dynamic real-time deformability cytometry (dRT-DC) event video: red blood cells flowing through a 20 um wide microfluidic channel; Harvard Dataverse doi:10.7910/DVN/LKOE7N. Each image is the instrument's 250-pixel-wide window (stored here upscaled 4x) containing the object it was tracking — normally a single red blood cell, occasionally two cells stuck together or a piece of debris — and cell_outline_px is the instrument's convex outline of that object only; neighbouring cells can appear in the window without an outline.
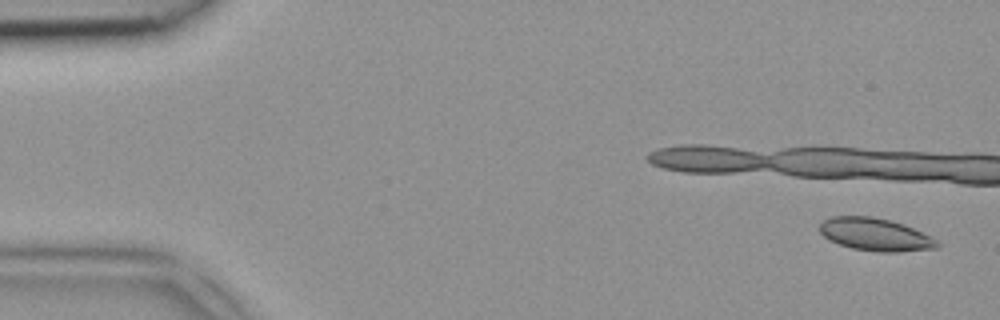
{"species": "common noctule bat (a hibernating species)", "species_latin": "Nyctalus noctula", "temperature_condition": "room temperature", "stored_images_in_passage": 5, "camera_frame_rate_fps": 3000, "um_per_image_px": 0.085, "animal": {"sex": "female", "body_mass_g": 18.4}, "frame": {"image": 1, "passage_image": 1, "time_ms": 0.0, "image_size_px": [1000, 320], "cell_outline_px": [[940, 244], [936, 248], [896, 252], [880, 252], [852, 248], [828, 240], [820, 232], [820, 224], [824, 220], [832, 216], [872, 216], [904, 224], [940, 240]], "centroid_in_image_um": [74.42, 19.93], "position_along_channel_um": 10.6, "area_um2": 22.37}}
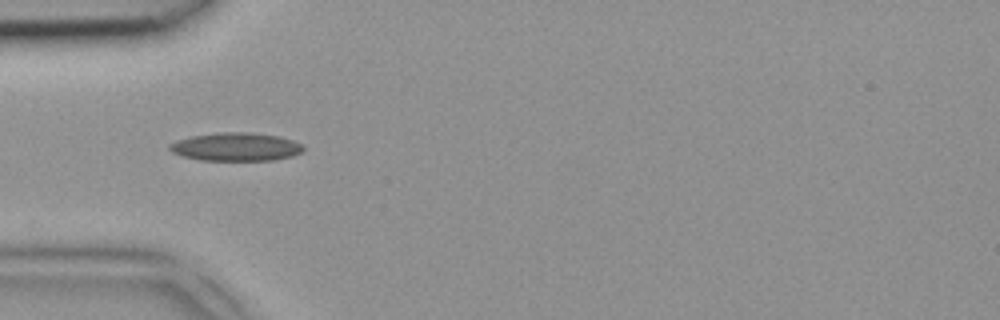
{"frame": {"image": 2, "passage_image": 5, "time_ms": 1.333, "image_size_px": [1000, 320], "cell_outline_px": [[304, 148], [300, 152], [292, 156], [272, 160], [200, 160], [184, 156], [172, 152], [168, 148], [168, 144], [176, 140], [192, 136], [220, 132], [252, 132], [280, 136], [292, 140], [300, 144]], "centroid_in_image_um": [20.03, 12.47], "position_along_channel_um": 65.0, "area_um2": 21.96}}